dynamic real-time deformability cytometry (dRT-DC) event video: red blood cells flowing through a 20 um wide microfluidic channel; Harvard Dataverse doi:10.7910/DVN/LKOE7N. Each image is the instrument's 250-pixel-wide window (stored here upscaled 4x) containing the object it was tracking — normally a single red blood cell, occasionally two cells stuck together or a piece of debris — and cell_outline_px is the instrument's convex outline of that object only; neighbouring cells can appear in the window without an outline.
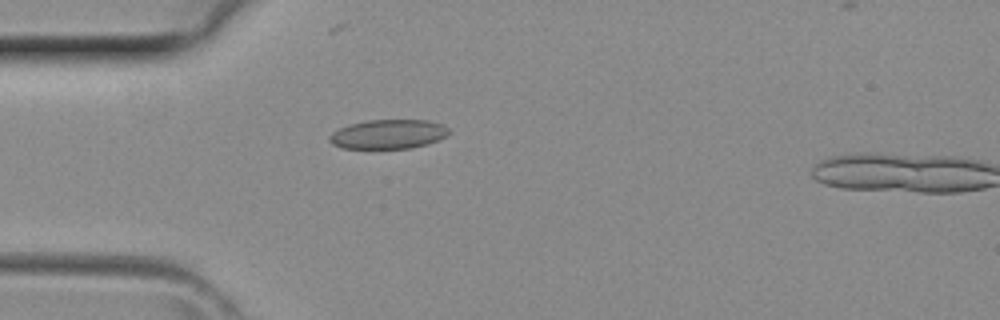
{"species": "common noctule bat (a hibernating species)", "species_latin": "Nyctalus noctula", "temperature_condition": "room temperature", "stored_images_in_passage": 2, "camera_frame_rate_fps": 3000, "um_per_image_px": 0.085, "animal": {"sex": "female", "body_mass_g": 29.2, "forearm_length_mm": 56.3}, "frame": {"image": 1, "passage_image": 1, "time_ms": 0.0, "image_size_px": [1000, 320], "cell_outline_px": [[452, 132], [448, 136], [428, 144], [412, 148], [340, 148], [332, 144], [328, 140], [328, 136], [332, 132], [348, 124], [368, 120], [428, 120], [444, 124]], "centroid_in_image_um": [33.03, 11.4], "position_along_channel_um": 52.0, "area_um2": 20.69}}